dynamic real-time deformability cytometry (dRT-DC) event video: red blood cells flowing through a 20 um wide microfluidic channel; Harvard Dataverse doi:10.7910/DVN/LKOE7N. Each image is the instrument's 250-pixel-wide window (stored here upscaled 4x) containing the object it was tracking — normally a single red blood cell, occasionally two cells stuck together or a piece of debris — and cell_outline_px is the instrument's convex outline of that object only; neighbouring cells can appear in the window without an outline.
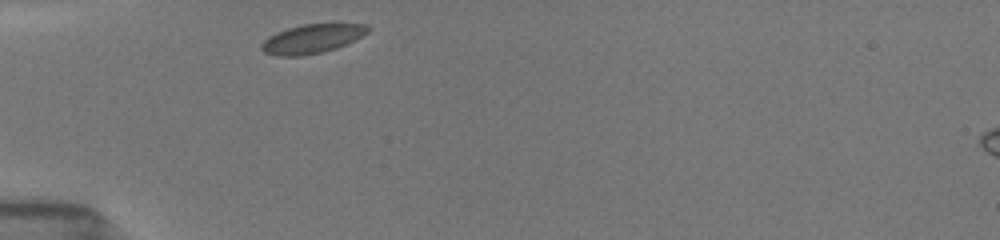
{"species": "common noctule bat (a hibernating species)", "species_latin": "Nyctalus noctula", "temperature_condition": "room temperature", "stored_images_in_passage": 26, "camera_frame_rate_fps": 3000, "um_per_image_px": 0.085, "animal": {"sex": "female", "body_mass_g": 19.5, "forearm_length_mm": 54.1}, "frame": {"image": 1, "passage_image": 1, "time_ms": 0.0, "image_size_px": [1000, 240], "cell_outline_px": [[372, 28], [368, 32], [336, 48], [320, 52], [300, 56], [276, 56], [264, 52], [260, 48], [260, 44], [268, 36], [276, 32], [288, 28], [304, 24], [364, 24]], "centroid_in_image_um": [26.46, 3.29], "position_along_channel_um": 58.5, "area_um2": 17.74}}
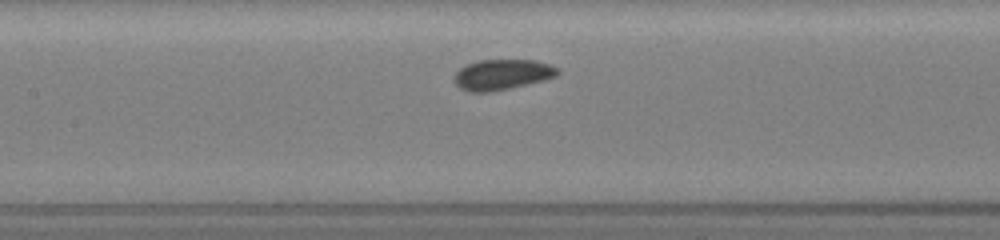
{"frame": {"image": 2, "passage_image": 9, "time_ms": 3.0, "image_size_px": [1000, 240], "cell_outline_px": [[560, 72], [556, 76], [544, 80], [528, 84], [492, 92], [468, 92], [460, 88], [456, 84], [452, 76], [460, 68], [476, 60], [536, 60], [560, 68]], "centroid_in_image_um": [42.67, 6.34], "position_along_channel_um": 164.7, "area_um2": 18.55}}
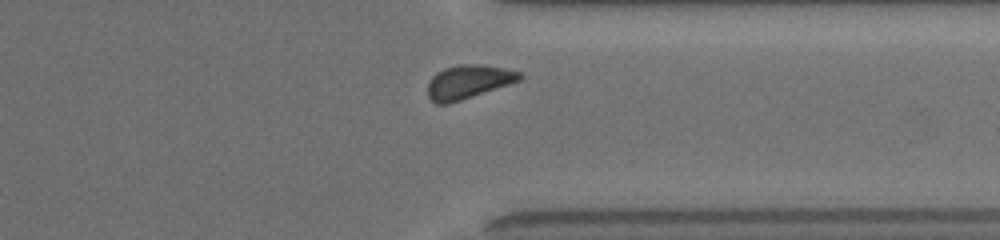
{"frame": {"image": 3, "passage_image": 23, "time_ms": 8.333, "image_size_px": [1000, 240], "cell_outline_px": [[524, 76], [520, 80], [448, 104], [436, 104], [428, 96], [428, 84], [432, 76], [436, 72], [444, 68], [456, 64], [484, 64], [504, 68], [520, 72]], "centroid_in_image_um": [39.78, 6.93], "position_along_channel_um": 371.6, "area_um2": 17.98}}